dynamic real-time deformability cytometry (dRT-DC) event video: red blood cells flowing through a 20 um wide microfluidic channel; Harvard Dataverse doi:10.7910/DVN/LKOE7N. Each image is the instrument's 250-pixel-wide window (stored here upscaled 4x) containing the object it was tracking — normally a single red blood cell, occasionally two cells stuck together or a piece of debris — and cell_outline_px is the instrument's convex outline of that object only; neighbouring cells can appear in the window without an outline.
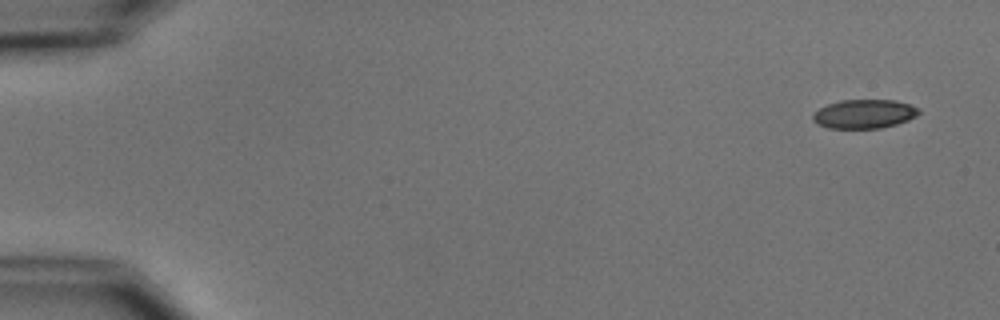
{"species": "common noctule bat (a hibernating species)", "species_latin": "Nyctalus noctula", "temperature_condition": "cold", "stored_images_in_passage": 6, "camera_frame_rate_fps": 3000, "um_per_image_px": 0.085, "animal": {"sex": "male", "body_mass_g": 15.6}, "frame": {"image": 1, "passage_image": 1, "time_ms": 0.0, "image_size_px": [1000, 320], "cell_outline_px": [[920, 112], [916, 116], [908, 120], [896, 124], [880, 128], [828, 128], [812, 120], [812, 116], [820, 108], [828, 104], [840, 100], [896, 100], [920, 108]], "centroid_in_image_um": [73.48, 9.68], "position_along_channel_um": 11.5, "area_um2": 17.74}}
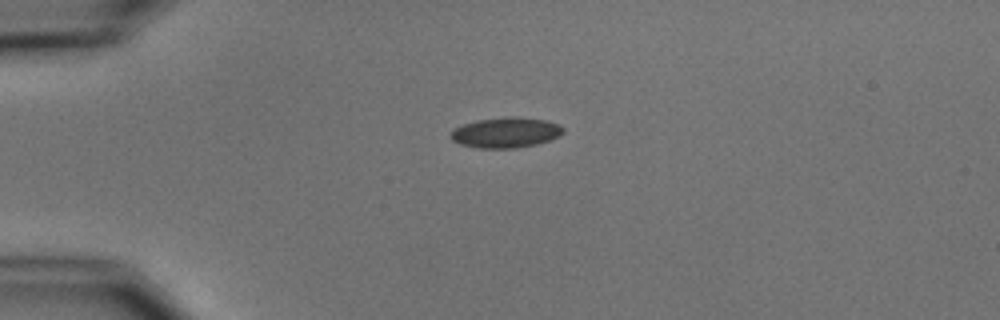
{"frame": {"image": 2, "passage_image": 4, "time_ms": 3.667, "image_size_px": [1000, 320], "cell_outline_px": [[564, 132], [560, 136], [536, 144], [516, 148], [480, 148], [460, 144], [452, 140], [448, 136], [452, 128], [476, 120], [508, 116], [516, 116], [544, 120], [560, 124], [564, 128]], "centroid_in_image_um": [42.97, 11.26], "position_along_channel_um": 42.0, "area_um2": 20.11}}